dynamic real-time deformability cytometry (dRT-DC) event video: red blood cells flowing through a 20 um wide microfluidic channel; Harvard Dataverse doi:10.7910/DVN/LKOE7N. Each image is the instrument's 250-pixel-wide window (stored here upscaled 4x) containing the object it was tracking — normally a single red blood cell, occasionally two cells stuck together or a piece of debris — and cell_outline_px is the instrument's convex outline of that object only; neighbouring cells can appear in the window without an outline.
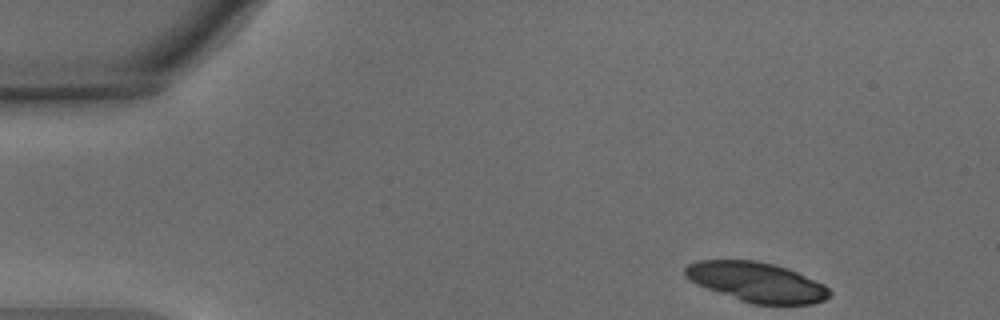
{"species": "common noctule bat (a hibernating species)", "species_latin": "Nyctalus noctula", "temperature_condition": "warm", "stored_images_in_passage": 40, "camera_frame_rate_fps": 3000, "um_per_image_px": 0.085, "animal": {"sex": "male", "body_mass_g": 15.6}, "frame": {"image": 1, "passage_image": 1, "time_ms": 0.0, "image_size_px": [1000, 320], "cell_outline_px": [[832, 296], [824, 300], [812, 304], [752, 304], [740, 300], [696, 284], [684, 276], [684, 268], [688, 264], [696, 260], [756, 260], [788, 268], [824, 284], [832, 292]], "centroid_in_image_um": [64.32, 23.97], "position_along_channel_um": 20.7, "area_um2": 33.47}}